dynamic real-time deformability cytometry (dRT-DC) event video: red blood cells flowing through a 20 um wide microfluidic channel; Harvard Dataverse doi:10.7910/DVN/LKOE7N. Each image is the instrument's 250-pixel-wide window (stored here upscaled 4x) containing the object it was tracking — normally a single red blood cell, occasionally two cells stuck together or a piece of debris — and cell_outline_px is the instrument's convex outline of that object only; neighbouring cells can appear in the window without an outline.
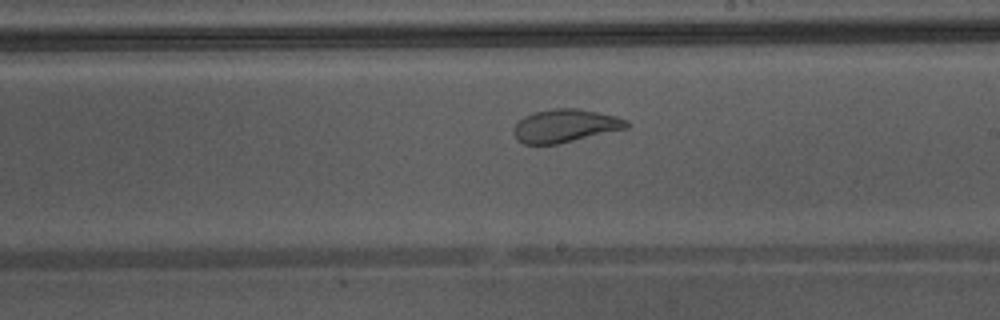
{"species": "Egyptian fruit bat (a non-hibernating species)", "species_latin": "Rousettus aegyptiacus", "temperature_condition": "warm", "stored_images_in_passage": 32, "camera_frame_rate_fps": 3000, "um_per_image_px": 0.085, "animal": {"sex": "male"}, "frame": {"image": 1, "passage_image": 19, "time_ms": 6.0, "image_size_px": [1000, 320], "cell_outline_px": [[632, 124], [628, 128], [556, 144], [524, 144], [512, 132], [512, 128], [524, 116], [536, 112], [552, 108], [576, 108], [616, 116], [628, 120]], "centroid_in_image_um": [48.07, 10.68], "position_along_channel_um": 240.9, "area_um2": 21.62}}